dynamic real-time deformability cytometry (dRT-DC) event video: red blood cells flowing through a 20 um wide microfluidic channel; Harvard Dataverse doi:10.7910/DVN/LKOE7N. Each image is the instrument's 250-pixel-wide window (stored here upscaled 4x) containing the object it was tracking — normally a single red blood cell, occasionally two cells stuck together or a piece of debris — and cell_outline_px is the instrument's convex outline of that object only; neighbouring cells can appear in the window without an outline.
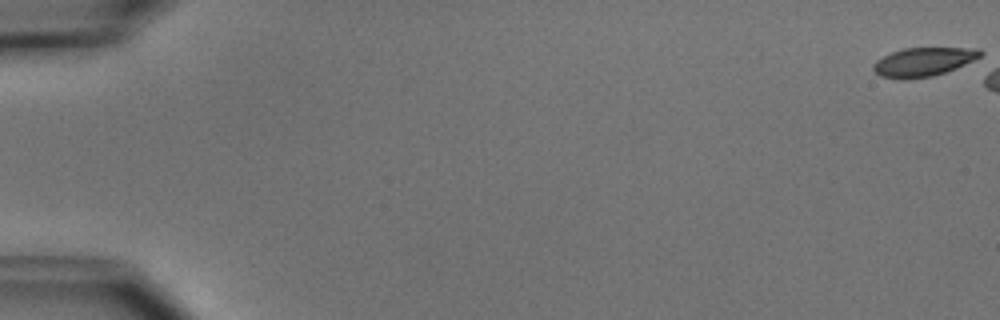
{"species": "common noctule bat (a hibernating species)", "species_latin": "Nyctalus noctula", "temperature_condition": "cold", "stored_images_in_passage": 3, "camera_frame_rate_fps": 3000, "um_per_image_px": 0.085, "animal": {"sex": "male", "body_mass_g": 15.6}, "frame": {"image": 1, "passage_image": 1, "time_ms": 0.0, "image_size_px": [1000, 320], "cell_outline_px": [[984, 52], [980, 56], [956, 68], [932, 76], [880, 76], [872, 68], [872, 64], [876, 60], [892, 52], [904, 48], [980, 48]], "centroid_in_image_um": [78.53, 5.2], "position_along_channel_um": 6.5, "area_um2": 17.11}}